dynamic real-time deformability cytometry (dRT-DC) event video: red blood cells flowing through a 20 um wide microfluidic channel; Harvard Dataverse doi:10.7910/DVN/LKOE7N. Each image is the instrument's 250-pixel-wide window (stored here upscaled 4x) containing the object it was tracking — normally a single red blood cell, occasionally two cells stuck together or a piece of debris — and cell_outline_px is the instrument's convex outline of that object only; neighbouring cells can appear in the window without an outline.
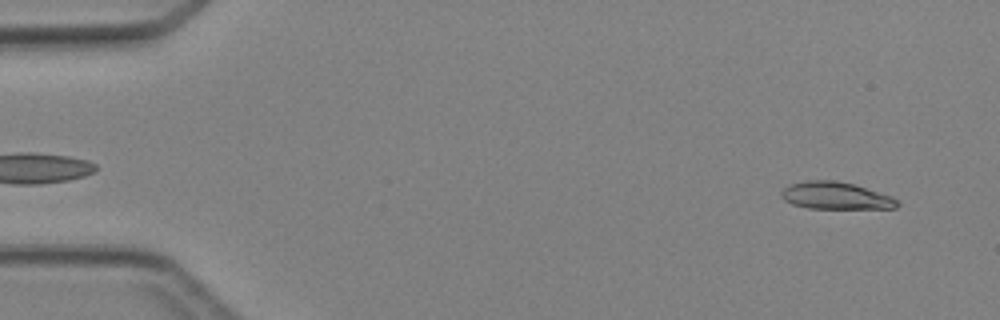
{"species": "Egyptian fruit bat (a non-hibernating species)", "species_latin": "Rousettus aegyptiacus", "temperature_condition": "cold", "stored_images_in_passage": 4, "camera_frame_rate_fps": 3000, "um_per_image_px": 0.085, "animal": {"sex": "female"}, "frame": {"image": 1, "passage_image": 4, "time_ms": 3.333, "image_size_px": [1000, 320], "cell_outline_px": [[900, 204], [896, 208], [808, 208], [792, 204], [784, 200], [780, 196], [780, 192], [788, 184], [808, 180], [832, 180], [852, 184], [892, 196], [900, 200]], "centroid_in_image_um": [71.02, 16.63], "position_along_channel_um": 14.0, "area_um2": 18.38}}